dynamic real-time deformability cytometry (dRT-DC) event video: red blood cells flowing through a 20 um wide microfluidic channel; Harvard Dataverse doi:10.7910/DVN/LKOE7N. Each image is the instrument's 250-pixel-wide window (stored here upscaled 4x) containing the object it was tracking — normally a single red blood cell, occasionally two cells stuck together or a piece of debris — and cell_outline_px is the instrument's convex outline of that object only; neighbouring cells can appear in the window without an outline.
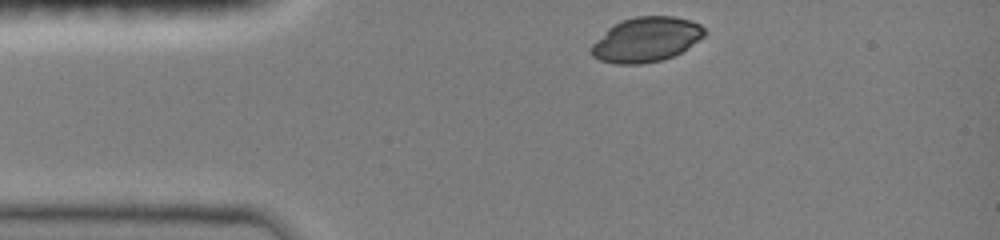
{"species": "common noctule bat (a hibernating species)", "species_latin": "Nyctalus noctula", "temperature_condition": "room temperature", "stored_images_in_passage": 14, "camera_frame_rate_fps": 3000, "um_per_image_px": 0.085, "animal": {"sex": "female", "body_mass_g": 19.0, "forearm_length_mm": 51.5}, "frame": {"image": 1, "passage_image": 1, "time_ms": 0.0, "image_size_px": [1000, 240], "cell_outline_px": [[708, 32], [704, 36], [688, 48], [672, 56], [660, 60], [640, 64], [616, 64], [600, 60], [592, 56], [588, 48], [608, 28], [624, 20], [636, 16], [672, 16], [692, 20], [700, 24]], "centroid_in_image_um": [54.93, 3.36], "position_along_channel_um": 30.1, "area_um2": 29.48}}